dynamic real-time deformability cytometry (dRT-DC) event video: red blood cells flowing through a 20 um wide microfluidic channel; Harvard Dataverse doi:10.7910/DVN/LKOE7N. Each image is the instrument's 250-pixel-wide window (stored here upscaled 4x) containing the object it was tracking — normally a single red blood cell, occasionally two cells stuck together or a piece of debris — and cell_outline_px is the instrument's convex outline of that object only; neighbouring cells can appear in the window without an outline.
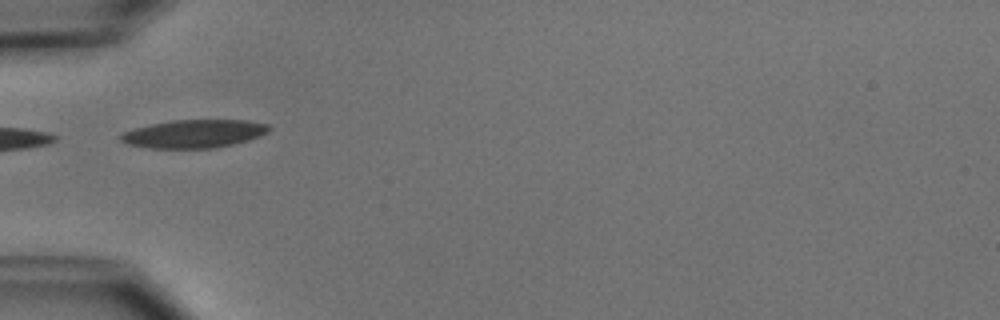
{"species": "common noctule bat (a hibernating species)", "species_latin": "Nyctalus noctula", "temperature_condition": "cold", "stored_images_in_passage": 6, "camera_frame_rate_fps": 3000, "um_per_image_px": 0.085, "animal": {"sex": "male", "body_mass_g": 15.6}, "frame": {"image": 1, "passage_image": 4, "time_ms": 3.667, "image_size_px": [1000, 320], "cell_outline_px": [[272, 128], [268, 132], [260, 136], [248, 140], [216, 148], [148, 148], [128, 144], [120, 140], [120, 136], [124, 132], [136, 128], [152, 124], [172, 120], [248, 120], [268, 124]], "centroid_in_image_um": [16.53, 11.37], "position_along_channel_um": 68.5, "area_um2": 24.28}}